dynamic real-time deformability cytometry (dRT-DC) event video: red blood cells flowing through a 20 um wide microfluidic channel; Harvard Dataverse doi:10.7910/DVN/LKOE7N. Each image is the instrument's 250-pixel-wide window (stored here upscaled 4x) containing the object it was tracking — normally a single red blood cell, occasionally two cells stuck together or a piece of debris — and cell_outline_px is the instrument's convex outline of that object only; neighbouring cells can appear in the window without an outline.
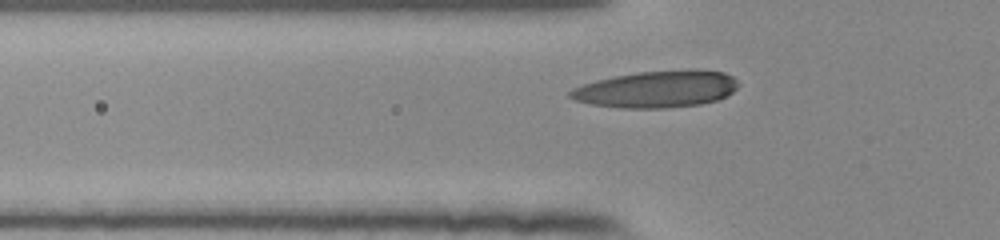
{"species": "human", "species_latin": "Homo sapiens", "temperature_condition": "room temperature", "stored_images_in_passage": 35, "camera_frame_rate_fps": 3000, "um_per_image_px": 0.085, "donor": {"sex": "female"}, "frame": {"image": 1, "passage_image": 8, "time_ms": 2.333, "image_size_px": [1000, 240], "cell_outline_px": [[740, 84], [732, 92], [716, 100], [700, 104], [668, 108], [620, 108], [592, 104], [576, 100], [568, 96], [568, 92], [572, 88], [596, 80], [616, 76], [640, 72], [724, 72], [732, 76]], "centroid_in_image_um": [55.76, 7.62], "position_along_channel_um": 70.0, "area_um2": 34.97}}
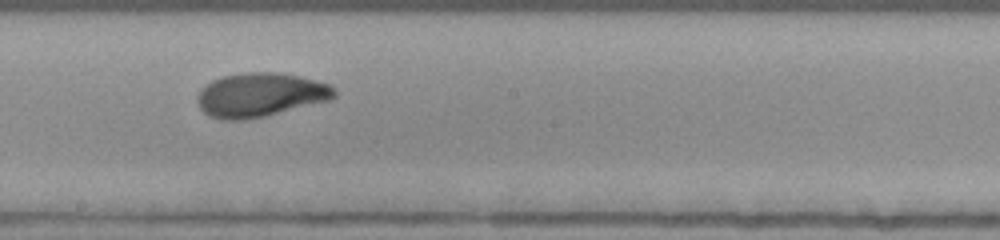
{"frame": {"image": 2, "passage_image": 20, "time_ms": 6.333, "image_size_px": [1000, 240], "cell_outline_px": [[336, 96], [332, 100], [264, 116], [244, 120], [220, 120], [208, 116], [200, 108], [196, 100], [196, 96], [200, 88], [212, 80], [224, 76], [244, 72], [280, 72], [300, 76], [332, 84], [336, 88]], "centroid_in_image_um": [22.14, 8.06], "position_along_channel_um": 226.1, "area_um2": 35.66}}
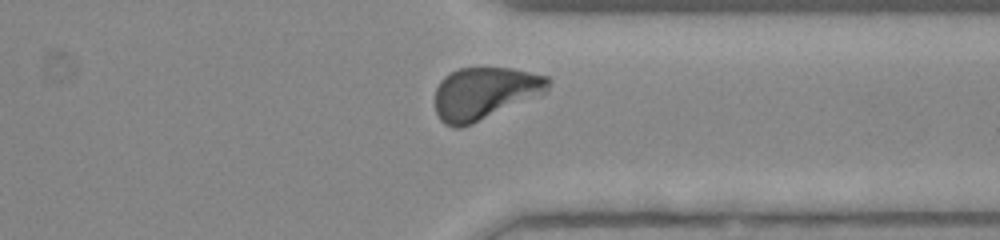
{"frame": {"image": 3, "passage_image": 31, "time_ms": 10.0, "image_size_px": [1000, 240], "cell_outline_px": [[552, 80], [548, 88], [540, 96], [472, 124], [460, 128], [456, 128], [444, 124], [440, 120], [436, 112], [436, 88], [440, 80], [444, 76], [460, 68], [512, 68], [548, 76]], "centroid_in_image_um": [41.21, 7.93], "position_along_channel_um": 370.2, "area_um2": 34.68}, "authors_computed_cell_mechanics": {"area_um2": 34.0442, "velocity_mm_per_s": 3.9196, "shape_relaxation_time_tau1_ms": 3.5254, "shape_relaxation_time_tau2_ms": 1.2335, "deformation_change_tau1": 0.1544, "deformation_change_tau2": 0.0555}}